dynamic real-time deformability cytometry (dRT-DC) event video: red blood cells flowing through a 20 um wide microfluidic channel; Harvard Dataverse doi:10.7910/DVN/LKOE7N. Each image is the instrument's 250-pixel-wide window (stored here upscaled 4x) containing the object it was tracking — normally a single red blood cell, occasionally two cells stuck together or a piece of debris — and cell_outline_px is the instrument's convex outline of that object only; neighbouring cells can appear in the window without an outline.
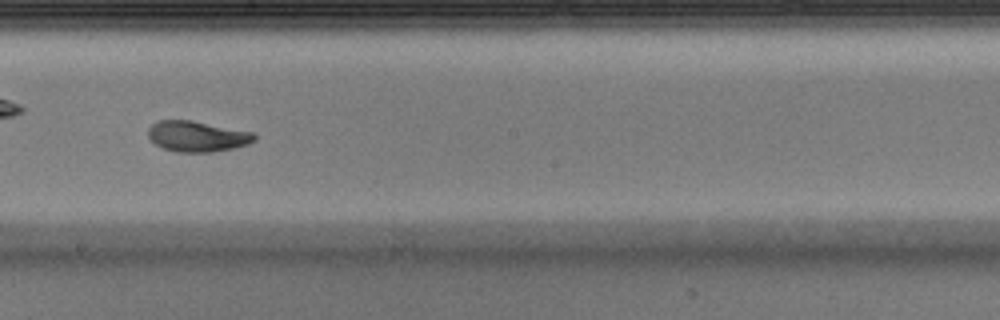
{"species": "Egyptian fruit bat (a non-hibernating species)", "species_latin": "Rousettus aegyptiacus", "temperature_condition": "warm", "stored_images_in_passage": 50, "camera_frame_rate_fps": 3000, "um_per_image_px": 0.085, "animal": {"sex": "male"}, "frame": {"image": 1, "passage_image": 29, "time_ms": 9.333, "image_size_px": [1000, 320], "cell_outline_px": [[256, 140], [248, 144], [232, 148], [212, 152], [176, 152], [164, 148], [156, 144], [148, 136], [148, 128], [152, 124], [160, 120], [192, 120], [252, 132], [256, 136]], "centroid_in_image_um": [16.76, 11.58], "position_along_channel_um": 231.4, "area_um2": 18.9}}
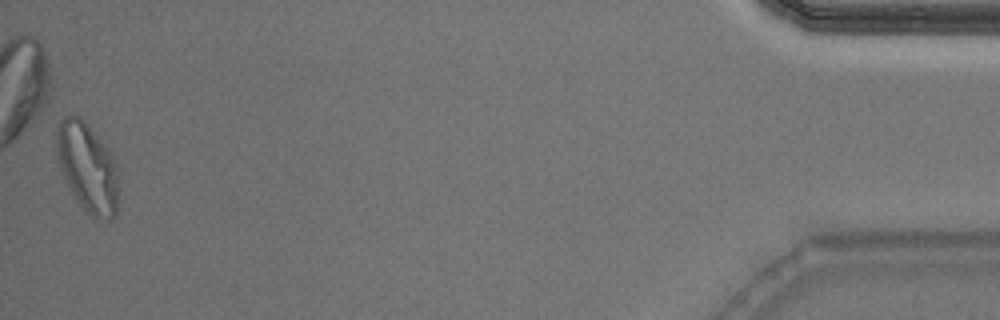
{"frame": {"image": 2, "passage_image": 50, "time_ms": 16.333, "image_size_px": [1000, 320], "cell_outline_px": [[116, 216], [112, 220], [104, 220], [88, 212], [80, 204], [64, 180], [60, 168], [56, 152], [56, 132], [60, 120], [64, 116], [80, 116], [84, 120], [108, 148], [112, 156], [116, 176]], "centroid_in_image_um": [7.39, 14.19], "position_along_channel_um": 427.8, "area_um2": 31.56}, "authors_computed_cell_mechanics": {"area_um2": 18.8428, "velocity_mm_per_s": 4.0391, "shape_relaxation_time_tau1_ms": 4.1673, "shape_relaxation_time_tau2_ms": 1.5832, "deformation_change_tau1": 0.156, "deformation_change_tau2": 0.0681}}